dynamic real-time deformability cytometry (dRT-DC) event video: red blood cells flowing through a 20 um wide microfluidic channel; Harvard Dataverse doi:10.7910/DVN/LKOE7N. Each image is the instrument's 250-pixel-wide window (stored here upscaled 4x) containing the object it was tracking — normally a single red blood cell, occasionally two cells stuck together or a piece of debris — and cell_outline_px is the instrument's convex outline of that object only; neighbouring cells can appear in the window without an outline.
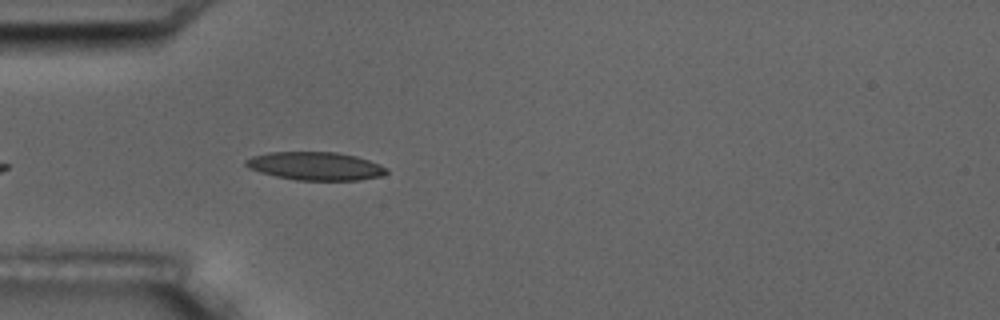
{"species": "common noctule bat (a hibernating species)", "species_latin": "Nyctalus noctula", "temperature_condition": "room temperature", "stored_images_in_passage": 4, "camera_frame_rate_fps": 3000, "um_per_image_px": 0.085, "animal": {"sex": "male", "body_mass_g": 17.5, "forearm_length_mm": 52.3}, "frame": {"image": 1, "passage_image": 4, "time_ms": 3.667, "image_size_px": [1000, 320], "cell_outline_px": [[388, 172], [380, 176], [360, 180], [296, 180], [276, 176], [260, 172], [248, 168], [244, 164], [244, 160], [252, 156], [268, 152], [336, 152], [356, 156], [380, 164], [388, 168]], "centroid_in_image_um": [26.8, 14.11], "position_along_channel_um": 58.2, "area_um2": 23.18}}